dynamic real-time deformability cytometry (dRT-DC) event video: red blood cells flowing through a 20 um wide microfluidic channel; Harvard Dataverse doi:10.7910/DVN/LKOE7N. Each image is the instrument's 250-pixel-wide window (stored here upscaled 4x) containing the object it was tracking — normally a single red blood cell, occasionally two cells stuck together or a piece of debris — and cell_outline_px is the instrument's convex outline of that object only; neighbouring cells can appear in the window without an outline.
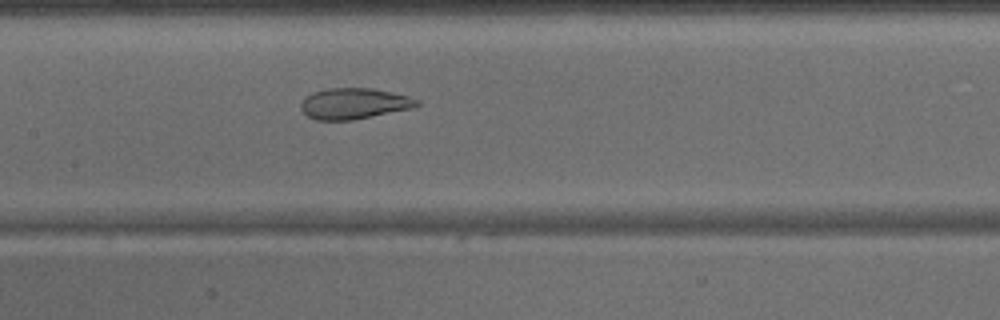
{"species": "common noctule bat (a hibernating species)", "species_latin": "Nyctalus noctula", "temperature_condition": "warm", "stored_images_in_passage": 44, "camera_frame_rate_fps": 3000, "um_per_image_px": 0.085, "animal": {"sex": "male", "body_mass_g": 15.6}, "frame": {"image": 1, "passage_image": 21, "time_ms": 6.667, "image_size_px": [1000, 320], "cell_outline_px": [[420, 104], [412, 108], [352, 120], [316, 120], [308, 116], [300, 108], [300, 104], [312, 92], [328, 88], [372, 88], [408, 96], [420, 100]], "centroid_in_image_um": [30.09, 8.8], "position_along_channel_um": 177.3, "area_um2": 20.75}}
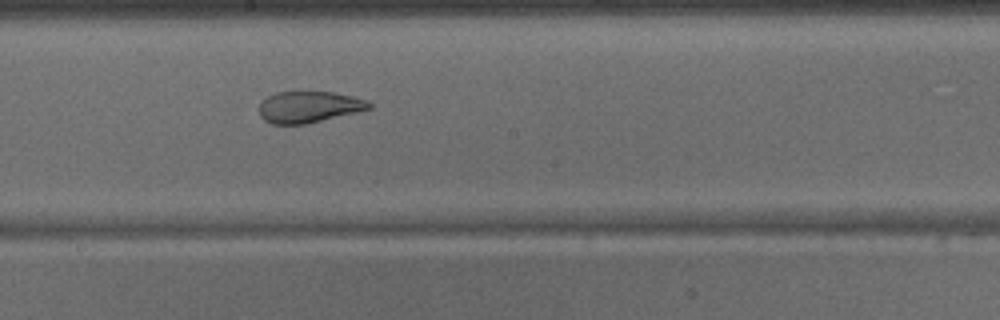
{"frame": {"image": 2, "passage_image": 24, "time_ms": 7.667, "image_size_px": [1000, 320], "cell_outline_px": [[372, 108], [356, 112], [304, 124], [272, 124], [264, 120], [260, 116], [260, 104], [268, 96], [276, 92], [332, 92], [352, 96], [368, 100], [372, 104]], "centroid_in_image_um": [26.26, 9.09], "position_along_channel_um": 221.9, "area_um2": 19.88}}
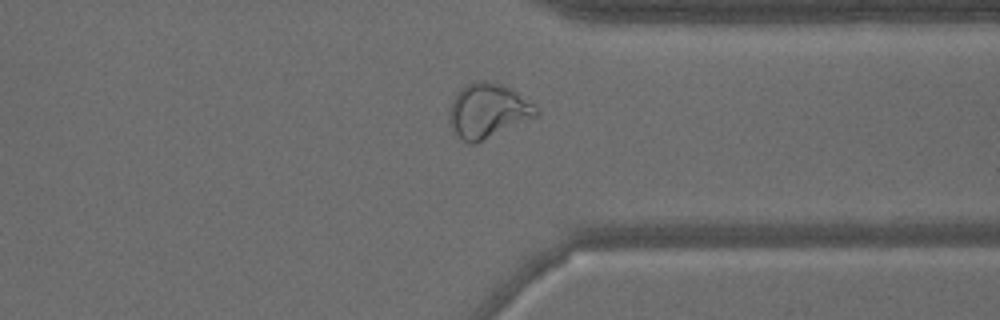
{"frame": {"image": 3, "passage_image": 34, "time_ms": 11.0, "image_size_px": [1000, 320], "cell_outline_px": [[540, 112], [536, 116], [476, 144], [468, 144], [456, 136], [448, 120], [448, 108], [452, 100], [464, 84], [476, 80], [484, 80], [500, 84], [516, 92], [536, 104], [540, 108]], "centroid_in_image_um": [41.44, 9.42], "position_along_channel_um": 370.0, "area_um2": 27.92}}